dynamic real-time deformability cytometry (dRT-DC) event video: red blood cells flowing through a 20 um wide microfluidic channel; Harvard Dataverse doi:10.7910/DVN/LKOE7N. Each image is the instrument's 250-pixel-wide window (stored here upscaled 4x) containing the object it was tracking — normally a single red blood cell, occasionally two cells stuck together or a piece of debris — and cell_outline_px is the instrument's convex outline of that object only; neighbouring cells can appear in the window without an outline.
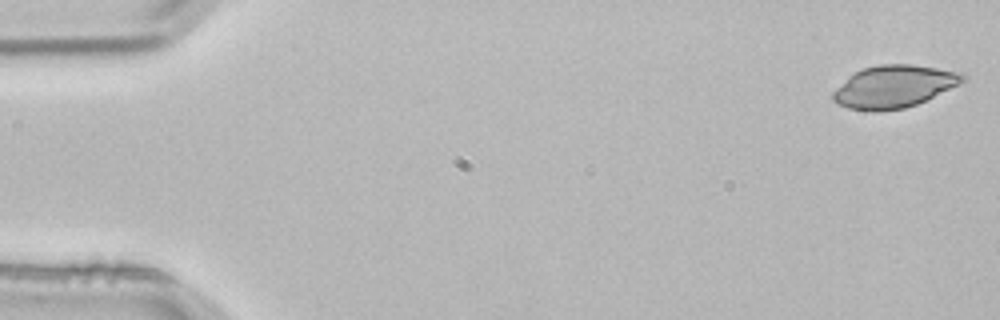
{"species": "common noctule bat (a hibernating species)", "species_latin": "Nyctalus noctula", "temperature_condition": "room temperature", "stored_images_in_passage": 52, "camera_frame_rate_fps": 3000, "um_per_image_px": 0.085, "animal": {"sex": "male", "body_mass_g": 21.5, "forearm_length_mm": 52.0}, "frame": {"image": 1, "passage_image": 1, "time_ms": 0.0, "image_size_px": [1000, 320], "cell_outline_px": [[964, 80], [916, 104], [904, 108], [880, 112], [872, 112], [848, 108], [832, 100], [832, 92], [848, 76], [864, 68], [880, 64], [912, 64], [964, 72]], "centroid_in_image_um": [75.93, 7.35], "position_along_channel_um": 9.1, "area_um2": 31.73}}